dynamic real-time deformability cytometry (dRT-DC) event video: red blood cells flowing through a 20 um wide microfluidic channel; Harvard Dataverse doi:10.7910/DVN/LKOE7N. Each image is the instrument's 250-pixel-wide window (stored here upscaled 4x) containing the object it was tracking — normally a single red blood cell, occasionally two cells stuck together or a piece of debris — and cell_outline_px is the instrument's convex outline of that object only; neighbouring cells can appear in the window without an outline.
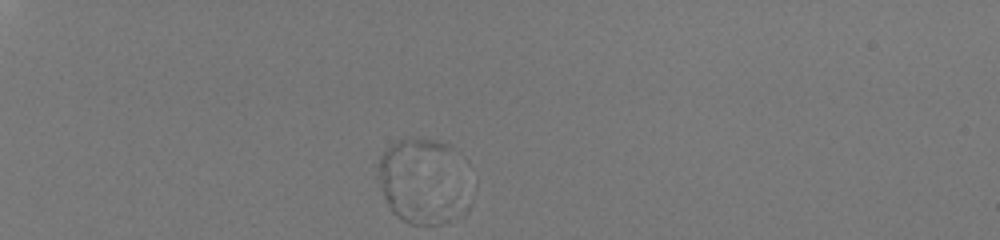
{"species": "human", "species_latin": "Homo sapiens", "temperature_condition": "room temperature", "stored_images_in_passage": 38, "camera_frame_rate_fps": 3000, "um_per_image_px": 0.085, "donor": {"sex": "male"}, "frame": {"image": 1, "passage_image": 1, "time_ms": 0.0, "image_size_px": [1000, 240], "cell_outline_px": [[452, 148], [448, 220], [440, 224], [412, 224], [404, 220], [392, 212], [384, 196], [380, 180], [380, 156], [396, 140], [428, 140], [448, 144]], "centroid_in_image_um": [35.48, 15.33], "position_along_channel_um": 49.5, "area_um2": 38.03}}
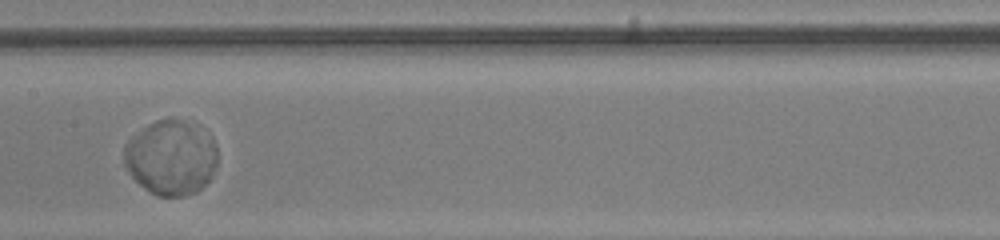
{"frame": {"image": 2, "passage_image": 17, "time_ms": 5.333, "image_size_px": [1000, 240], "cell_outline_px": [[216, 168], [208, 180], [196, 192], [184, 196], [156, 196], [144, 188], [128, 172], [124, 164], [124, 144], [132, 136], [148, 124], [156, 120], [168, 116], [172, 116], [196, 120], [208, 128], [212, 136], [216, 148]], "centroid_in_image_um": [14.57, 13.3], "position_along_channel_um": 192.8, "area_um2": 42.08}}
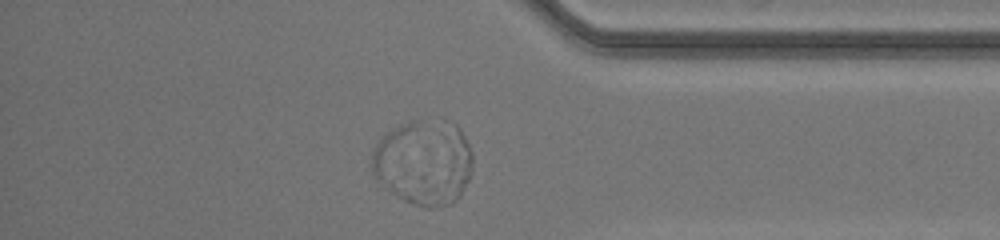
{"frame": {"image": 3, "passage_image": 33, "time_ms": 10.667, "image_size_px": [1000, 240], "cell_outline_px": [[472, 172], [460, 196], [452, 204], [428, 208], [424, 208], [404, 200], [392, 192], [376, 180], [372, 176], [372, 152], [376, 144], [392, 128], [400, 124], [412, 120], [440, 116], [444, 116], [452, 120], [460, 128], [472, 152]], "centroid_in_image_um": [36.04, 13.74], "position_along_channel_um": 399.2, "area_um2": 51.15}, "authors_computed_cell_mechanics": {"area_um2": 42.8009, "velocity_mm_per_s": 3.9477, "shape_relaxation_time_tau1_ms": 1.6176, "shape_relaxation_time_tau2_ms": null, "deformation_change_tau1": 0.0079, "deformation_change_tau2": null}}